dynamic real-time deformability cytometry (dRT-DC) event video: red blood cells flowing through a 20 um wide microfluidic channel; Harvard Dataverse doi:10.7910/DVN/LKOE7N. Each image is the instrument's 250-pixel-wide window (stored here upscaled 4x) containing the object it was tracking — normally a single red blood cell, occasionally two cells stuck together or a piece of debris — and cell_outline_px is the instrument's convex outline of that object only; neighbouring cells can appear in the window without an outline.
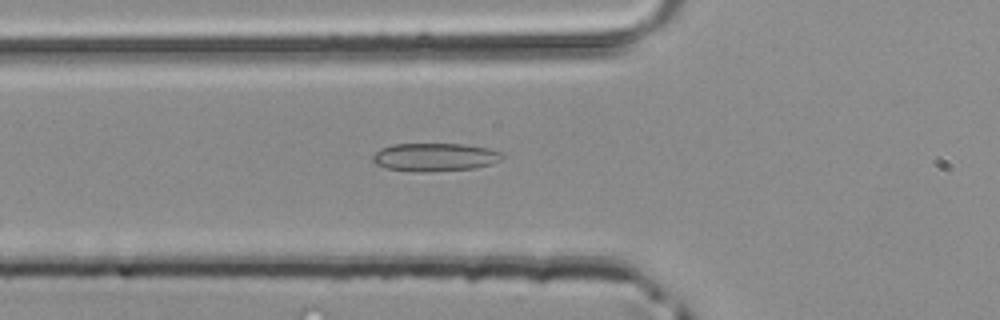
{"species": "common noctule bat (a hibernating species)", "species_latin": "Nyctalus noctula", "temperature_condition": "room temperature", "stored_images_in_passage": 37, "camera_frame_rate_fps": 3000, "um_per_image_px": 0.085, "animal": {"sex": "male", "body_mass_g": 20.4}, "frame": {"image": 1, "passage_image": 7, "time_ms": 2.0, "image_size_px": [1000, 320], "cell_outline_px": [[504, 156], [500, 160], [492, 164], [476, 168], [428, 172], [416, 172], [384, 168], [376, 164], [372, 160], [372, 156], [380, 148], [392, 144], [464, 144], [488, 148], [504, 152]], "centroid_in_image_um": [36.97, 13.36], "position_along_channel_um": 88.8, "area_um2": 21.56}}
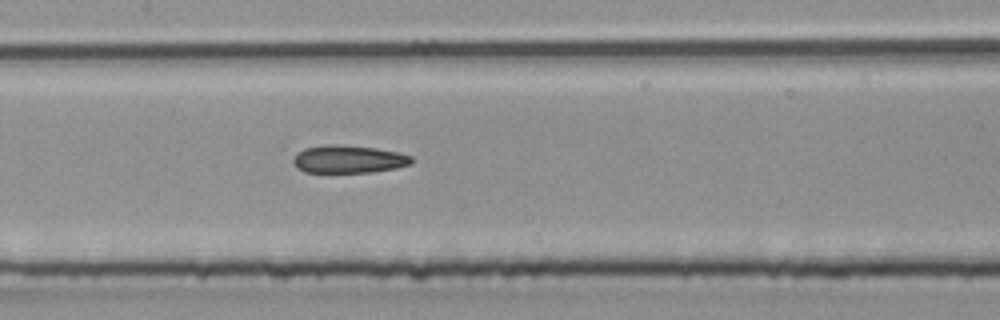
{"frame": {"image": 2, "passage_image": 13, "time_ms": 4.0, "image_size_px": [1000, 320], "cell_outline_px": [[412, 164], [396, 168], [372, 172], [304, 172], [292, 160], [296, 152], [304, 148], [324, 144], [336, 144], [376, 148], [396, 152], [412, 156]], "centroid_in_image_um": [29.62, 13.52], "position_along_channel_um": 177.8, "area_um2": 19.13}}
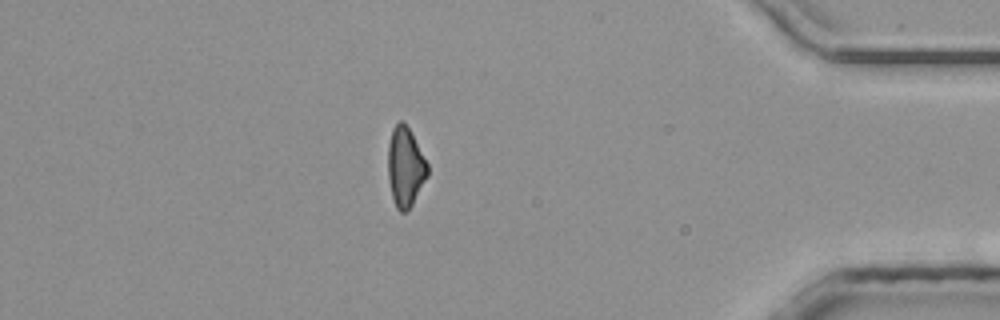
{"frame": {"image": 3, "passage_image": 31, "time_ms": 10.0, "image_size_px": [1000, 320], "cell_outline_px": [[428, 176], [412, 204], [404, 212], [400, 212], [396, 208], [392, 196], [388, 180], [388, 144], [392, 128], [400, 120], [404, 120], [428, 164]], "centroid_in_image_um": [34.44, 14.18], "position_along_channel_um": 400.8, "area_um2": 18.26}}